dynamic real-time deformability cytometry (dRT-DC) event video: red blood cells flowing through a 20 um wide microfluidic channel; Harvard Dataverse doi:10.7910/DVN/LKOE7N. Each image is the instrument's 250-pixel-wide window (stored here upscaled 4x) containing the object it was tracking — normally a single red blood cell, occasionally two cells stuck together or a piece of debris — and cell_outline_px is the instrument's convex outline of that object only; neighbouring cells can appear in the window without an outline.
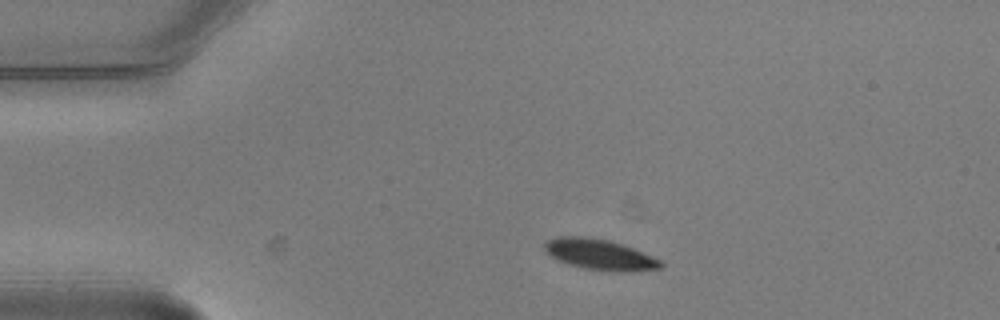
{"species": "common noctule bat (a hibernating species)", "species_latin": "Nyctalus noctula", "temperature_condition": "warm", "stored_images_in_passage": 3, "camera_frame_rate_fps": 3000, "um_per_image_px": 0.085, "animal": {"sex": "male", "body_mass_g": 20.5, "forearm_length_mm": 52.5}, "frame": {"image": 1, "passage_image": 1, "time_ms": 0.0, "image_size_px": [1000, 320], "cell_outline_px": [[664, 268], [624, 272], [604, 272], [584, 268], [568, 264], [556, 260], [544, 252], [544, 244], [548, 240], [556, 236], [588, 236], [608, 240], [632, 248], [652, 256], [660, 260], [664, 264]], "centroid_in_image_um": [50.94, 21.65], "position_along_channel_um": 34.1, "area_um2": 21.1}}
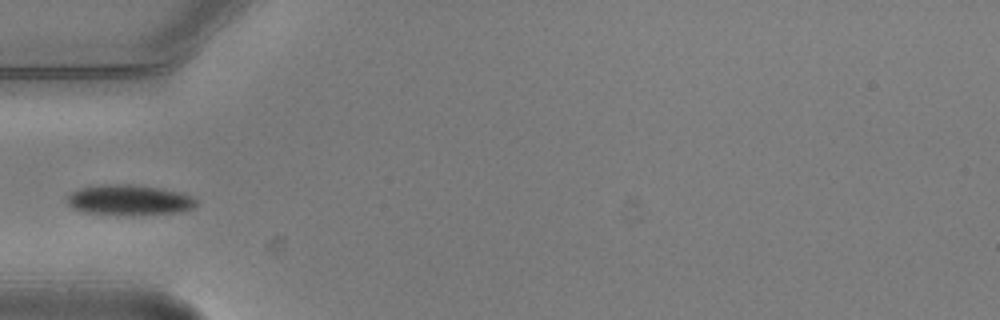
{"frame": {"image": 2, "passage_image": 3, "time_ms": 0.667, "image_size_px": [1000, 320], "cell_outline_px": [[196, 204], [192, 208], [176, 212], [84, 212], [72, 208], [64, 200], [72, 192], [80, 188], [100, 184], [132, 184], [160, 188], [180, 192], [192, 196], [196, 200]], "centroid_in_image_um": [10.93, 16.93], "position_along_channel_um": 74.1, "area_um2": 21.79}}